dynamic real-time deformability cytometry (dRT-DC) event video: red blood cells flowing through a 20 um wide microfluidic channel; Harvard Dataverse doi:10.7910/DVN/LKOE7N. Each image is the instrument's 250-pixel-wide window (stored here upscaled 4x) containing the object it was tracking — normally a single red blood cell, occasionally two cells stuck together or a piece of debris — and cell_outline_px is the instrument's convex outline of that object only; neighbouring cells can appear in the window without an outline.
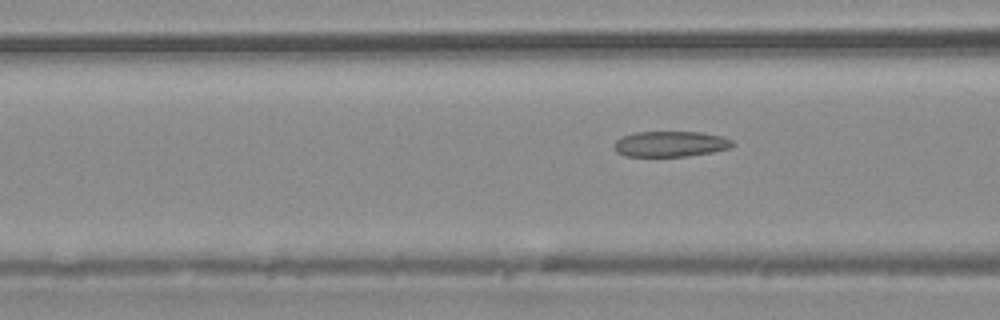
{"species": "common noctule bat (a hibernating species)", "species_latin": "Nyctalus noctula", "temperature_condition": "warm", "stored_images_in_passage": 5, "camera_frame_rate_fps": 3000, "um_per_image_px": 0.085, "animal": {"sex": "male", "body_mass_g": 20.4}, "frame": {"image": 1, "passage_image": 5, "time_ms": 5.667, "image_size_px": [1000, 320], "cell_outline_px": [[736, 144], [732, 148], [712, 152], [688, 156], [624, 156], [616, 152], [616, 140], [620, 136], [636, 132], [700, 132], [724, 136], [732, 140]], "centroid_in_image_um": [57.04, 12.23], "position_along_channel_um": 109.6, "area_um2": 17.8}}